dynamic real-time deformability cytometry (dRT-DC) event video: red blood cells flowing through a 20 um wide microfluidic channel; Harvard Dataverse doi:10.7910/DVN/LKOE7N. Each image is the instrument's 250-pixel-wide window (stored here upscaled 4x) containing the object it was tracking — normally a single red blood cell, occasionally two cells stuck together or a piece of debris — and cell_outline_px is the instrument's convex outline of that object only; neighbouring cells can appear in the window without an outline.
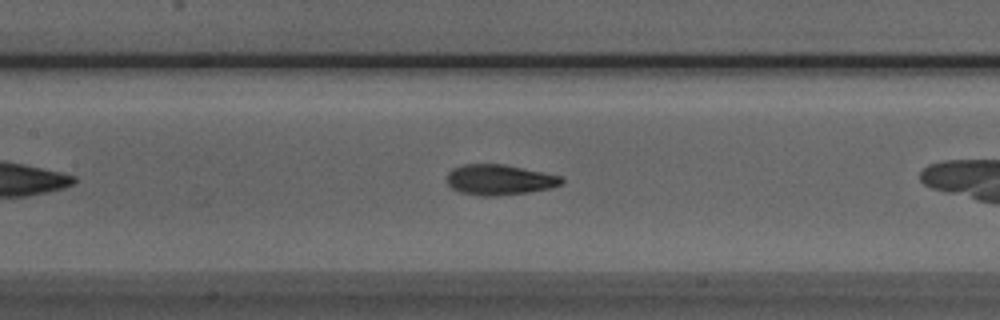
{"species": "Egyptian fruit bat (a non-hibernating species)", "species_latin": "Rousettus aegyptiacus", "temperature_condition": "room temperature", "stored_images_in_passage": 30, "camera_frame_rate_fps": 3000, "um_per_image_px": 0.085, "animal": {"sex": "male"}, "frame": {"image": 1, "passage_image": 13, "time_ms": 4.0, "image_size_px": [1000, 320], "cell_outline_px": [[564, 184], [552, 188], [528, 192], [496, 196], [480, 196], [460, 192], [452, 188], [448, 184], [448, 172], [452, 168], [464, 164], [504, 164], [560, 176], [564, 180]], "centroid_in_image_um": [42.46, 15.28], "position_along_channel_um": 164.9, "area_um2": 20.35}}
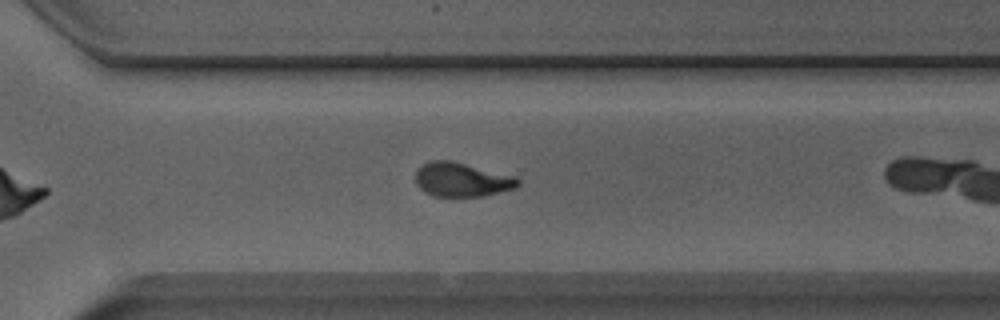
{"frame": {"image": 2, "passage_image": 26, "time_ms": 8.333, "image_size_px": [1000, 320], "cell_outline_px": [[520, 184], [512, 188], [484, 196], [432, 196], [424, 192], [416, 184], [416, 168], [420, 164], [428, 160], [452, 160], [512, 176], [520, 180]], "centroid_in_image_um": [39.16, 15.25], "position_along_channel_um": 331.4, "area_um2": 20.29}}